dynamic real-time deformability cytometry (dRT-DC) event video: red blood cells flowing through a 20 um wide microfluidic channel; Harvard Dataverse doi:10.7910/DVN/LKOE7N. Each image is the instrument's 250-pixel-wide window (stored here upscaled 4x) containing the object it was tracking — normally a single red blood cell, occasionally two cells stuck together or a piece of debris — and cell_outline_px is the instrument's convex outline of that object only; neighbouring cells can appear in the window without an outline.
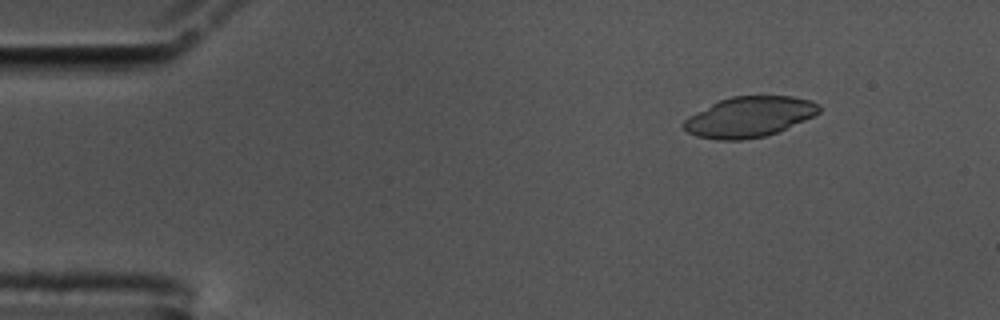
{"species": "common noctule bat (a hibernating species)", "species_latin": "Nyctalus noctula", "temperature_condition": "cold", "stored_images_in_passage": 58, "camera_frame_rate_fps": 3000, "um_per_image_px": 0.085, "animal": {"sex": "male", "body_mass_g": 17.5, "forearm_length_mm": 52.3}, "frame": {"image": 1, "passage_image": 7, "time_ms": 2.0, "image_size_px": [1000, 320], "cell_outline_px": [[820, 112], [804, 120], [776, 132], [764, 136], [744, 140], [716, 140], [696, 136], [688, 132], [680, 124], [688, 116], [720, 100], [732, 96], [792, 96], [808, 100], [820, 104]], "centroid_in_image_um": [63.65, 9.94], "position_along_channel_um": 21.3, "area_um2": 31.67}}